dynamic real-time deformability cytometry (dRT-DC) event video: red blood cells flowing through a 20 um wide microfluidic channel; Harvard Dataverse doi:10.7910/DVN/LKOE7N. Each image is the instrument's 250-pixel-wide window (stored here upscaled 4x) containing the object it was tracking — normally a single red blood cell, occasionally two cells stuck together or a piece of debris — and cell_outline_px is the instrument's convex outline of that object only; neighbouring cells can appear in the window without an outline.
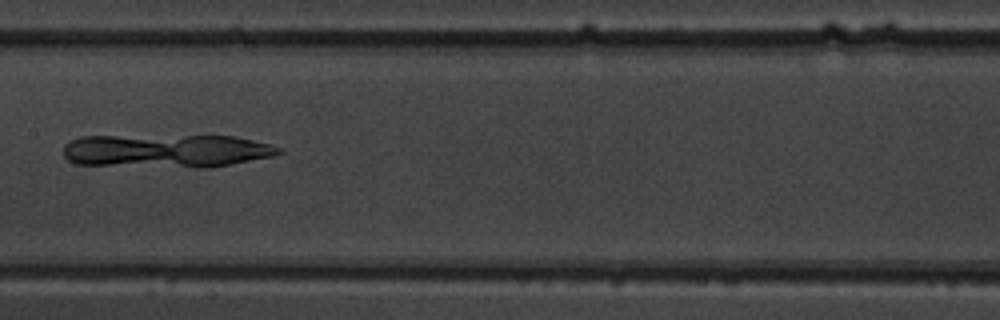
{"species": "common noctule bat (a hibernating species)", "species_latin": "Nyctalus noctula", "temperature_condition": "warm", "stored_images_in_passage": 8, "camera_frame_rate_fps": 3000, "um_per_image_px": 0.085, "animal": {"sex": "male", "body_mass_g": 19.5, "forearm_length_mm": 54.6}, "frame": {"image": 1, "passage_image": 8, "time_ms": 8.0, "image_size_px": [1000, 320], "cell_outline_px": [[284, 152], [272, 156], [212, 168], [196, 168], [76, 164], [68, 160], [64, 156], [64, 144], [80, 136], [236, 136], [268, 144], [280, 148]], "centroid_in_image_um": [14.14, 12.83], "position_along_channel_um": 193.3, "area_um2": 42.02}}